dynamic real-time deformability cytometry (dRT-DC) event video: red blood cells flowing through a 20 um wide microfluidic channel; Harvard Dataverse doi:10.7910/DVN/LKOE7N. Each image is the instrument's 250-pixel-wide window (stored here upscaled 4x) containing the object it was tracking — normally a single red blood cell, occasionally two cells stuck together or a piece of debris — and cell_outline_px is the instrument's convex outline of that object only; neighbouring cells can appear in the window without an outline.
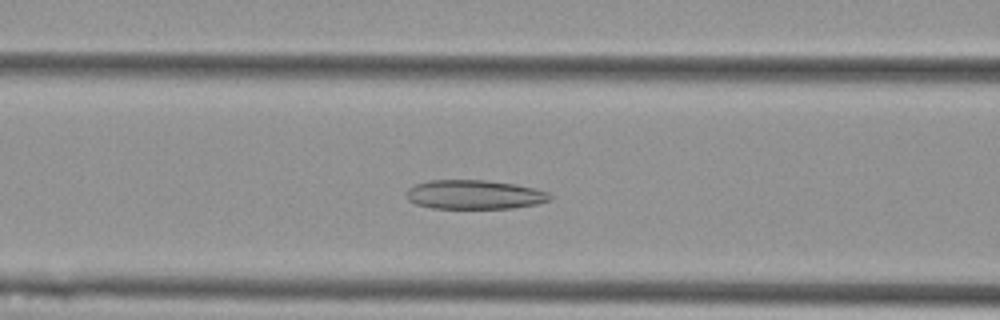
{"species": "Egyptian fruit bat (a non-hibernating species)", "species_latin": "Rousettus aegyptiacus", "temperature_condition": "cold", "stored_images_in_passage": 40, "camera_frame_rate_fps": 3000, "um_per_image_px": 0.085, "animal": {"sex": "female"}, "frame": {"image": 1, "passage_image": 14, "time_ms": 4.333, "image_size_px": [1000, 320], "cell_outline_px": [[552, 196], [548, 200], [536, 204], [512, 208], [432, 208], [416, 204], [408, 200], [404, 196], [404, 192], [408, 188], [416, 184], [428, 180], [484, 180], [516, 184], [536, 188], [548, 192]], "centroid_in_image_um": [40.28, 16.53], "position_along_channel_um": 126.3, "area_um2": 24.51}}
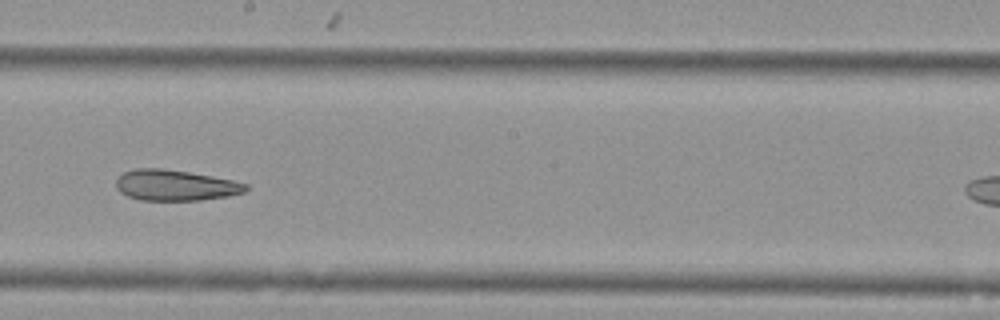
{"frame": {"image": 2, "passage_image": 23, "time_ms": 7.333, "image_size_px": [1000, 320], "cell_outline_px": [[248, 188], [244, 192], [228, 196], [200, 200], [140, 200], [128, 196], [120, 192], [116, 188], [116, 180], [124, 172], [136, 168], [160, 168], [188, 172], [212, 176], [232, 180], [248, 184]], "centroid_in_image_um": [14.89, 15.75], "position_along_channel_um": 233.3, "area_um2": 23.18}}
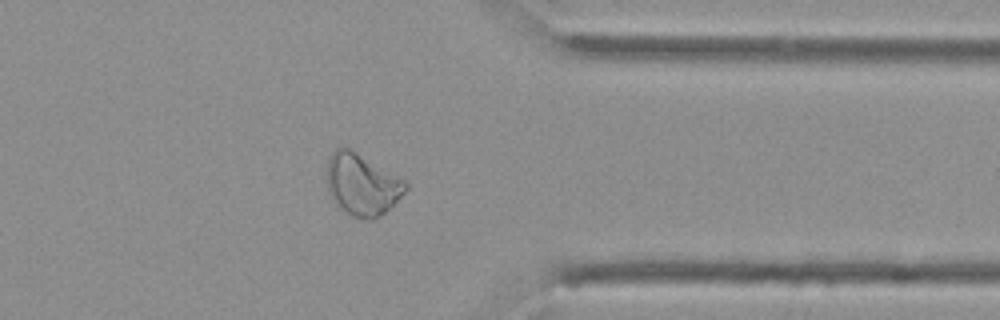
{"frame": {"image": 3, "passage_image": 36, "time_ms": 11.667, "image_size_px": [1000, 320], "cell_outline_px": [[408, 188], [380, 216], [372, 220], [368, 220], [352, 216], [340, 208], [336, 204], [328, 192], [328, 160], [332, 152], [336, 148], [348, 148], [408, 180]], "centroid_in_image_um": [30.79, 15.69], "position_along_channel_um": 380.6, "area_um2": 28.03}, "authors_computed_cell_mechanics": {"area_um2": 24.6517, "velocity_mm_per_s": 3.582, "shape_relaxation_time_tau1_ms": null, "shape_relaxation_time_tau2_ms": 5.4184, "deformation_change_tau1": null, "deformation_change_tau2": 0.1418}}